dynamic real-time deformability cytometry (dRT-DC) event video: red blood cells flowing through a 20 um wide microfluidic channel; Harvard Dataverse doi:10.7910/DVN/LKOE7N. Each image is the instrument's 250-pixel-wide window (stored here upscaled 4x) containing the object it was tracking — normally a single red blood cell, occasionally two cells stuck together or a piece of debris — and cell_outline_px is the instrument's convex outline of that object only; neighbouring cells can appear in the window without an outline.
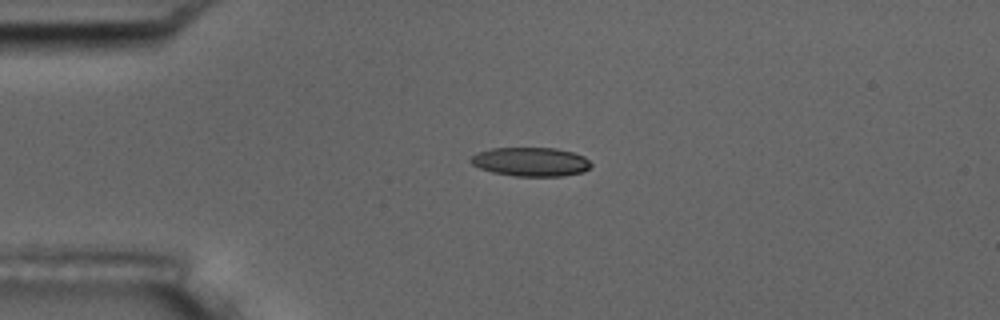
{"species": "common noctule bat (a hibernating species)", "species_latin": "Nyctalus noctula", "temperature_condition": "room temperature", "stored_images_in_passage": 3, "camera_frame_rate_fps": 3000, "um_per_image_px": 0.085, "animal": {"sex": "male", "body_mass_g": 17.5, "forearm_length_mm": 52.3}, "frame": {"image": 1, "passage_image": 1, "time_ms": 0.0, "image_size_px": [1000, 320], "cell_outline_px": [[592, 164], [584, 172], [564, 176], [516, 176], [492, 172], [480, 168], [472, 164], [468, 160], [476, 152], [492, 148], [556, 148], [572, 152], [584, 156]], "centroid_in_image_um": [45.1, 13.75], "position_along_channel_um": 39.9, "area_um2": 20.35}}